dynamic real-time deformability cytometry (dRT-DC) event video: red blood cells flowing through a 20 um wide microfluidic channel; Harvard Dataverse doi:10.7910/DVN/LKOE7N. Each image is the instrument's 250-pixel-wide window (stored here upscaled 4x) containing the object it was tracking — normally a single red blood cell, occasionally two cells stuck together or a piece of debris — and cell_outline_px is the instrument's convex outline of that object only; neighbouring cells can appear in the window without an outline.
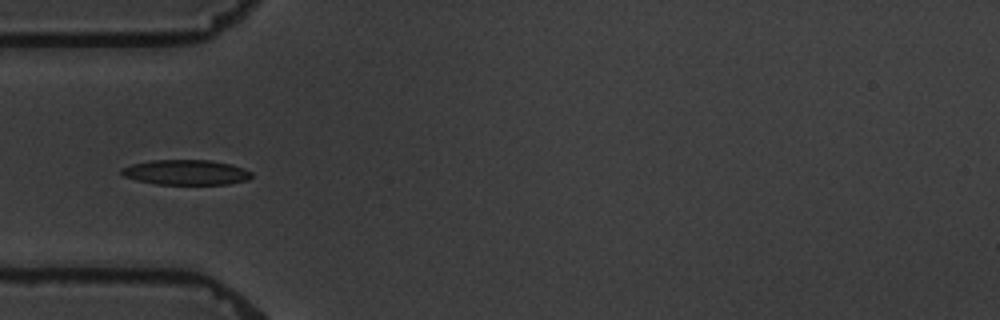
{"species": "common noctule bat (a hibernating species)", "species_latin": "Nyctalus noctula", "temperature_condition": "warm", "stored_images_in_passage": 8, "camera_frame_rate_fps": 3000, "um_per_image_px": 0.085, "animal": {"sex": "male", "body_mass_g": 19.5, "forearm_length_mm": 54.6}, "frame": {"image": 1, "passage_image": 1, "time_ms": 0.0, "image_size_px": [1000, 320], "cell_outline_px": [[252, 176], [248, 180], [228, 184], [156, 184], [136, 180], [124, 176], [120, 172], [120, 168], [132, 164], [152, 160], [212, 160], [232, 164], [244, 168], [252, 172]], "centroid_in_image_um": [15.83, 14.64], "position_along_channel_um": 69.2, "area_um2": 19.13}}
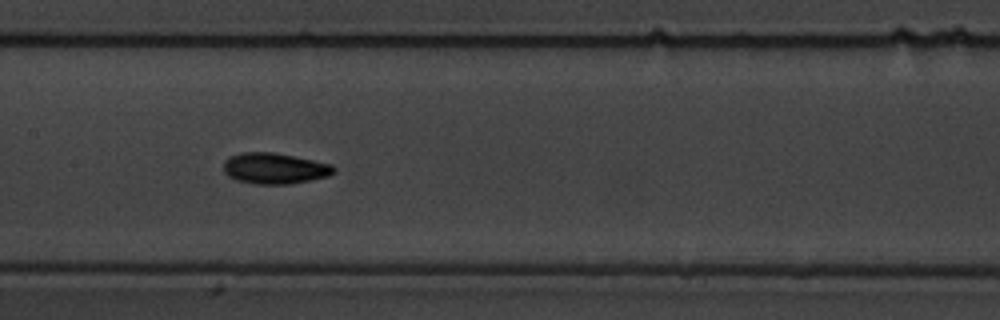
{"frame": {"image": 2, "passage_image": 4, "time_ms": 3.333, "image_size_px": [1000, 320], "cell_outline_px": [[336, 172], [328, 176], [288, 184], [256, 184], [236, 180], [228, 176], [224, 172], [224, 160], [228, 156], [240, 152], [272, 152], [332, 164], [336, 168]], "centroid_in_image_um": [23.31, 14.31], "position_along_channel_um": 184.1, "area_um2": 19.88}}
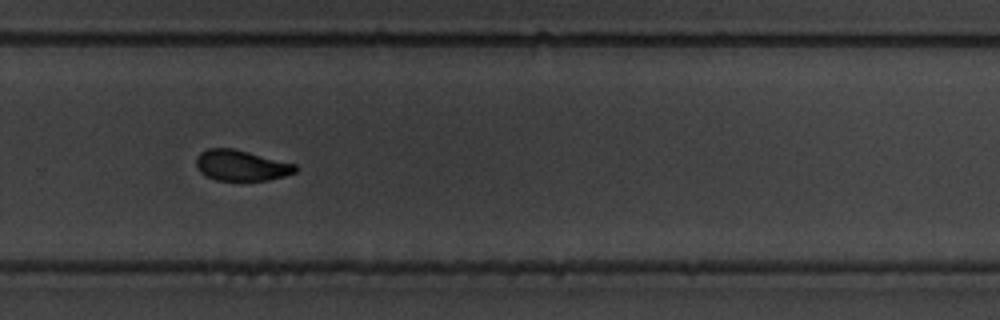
{"frame": {"image": 3, "passage_image": 7, "time_ms": 7.0, "image_size_px": [1000, 320], "cell_outline_px": [[296, 172], [284, 176], [268, 180], [216, 180], [204, 176], [196, 168], [196, 156], [200, 152], [208, 148], [232, 148], [296, 164]], "centroid_in_image_um": [20.45, 14.06], "position_along_channel_um": 309.3, "area_um2": 17.74}}